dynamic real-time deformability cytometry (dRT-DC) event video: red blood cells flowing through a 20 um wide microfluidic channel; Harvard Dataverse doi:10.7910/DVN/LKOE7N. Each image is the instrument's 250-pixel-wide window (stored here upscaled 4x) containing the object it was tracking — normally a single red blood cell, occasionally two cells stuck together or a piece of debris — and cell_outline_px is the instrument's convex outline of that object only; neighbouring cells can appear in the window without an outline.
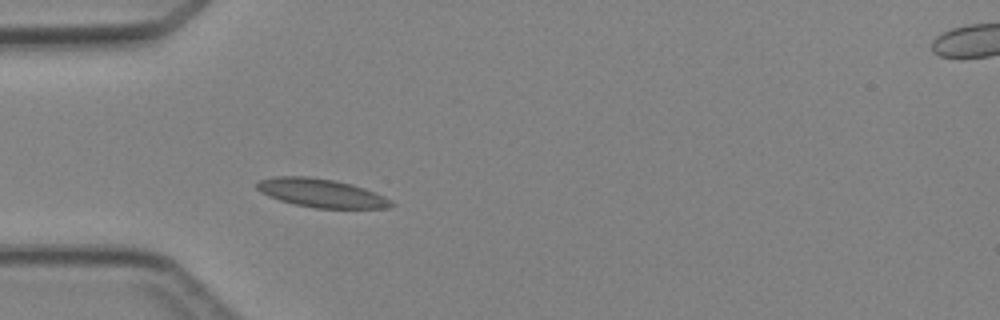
{"species": "Egyptian fruit bat (a non-hibernating species)", "species_latin": "Rousettus aegyptiacus", "temperature_condition": "cold", "stored_images_in_passage": 4, "camera_frame_rate_fps": 3000, "um_per_image_px": 0.085, "animal": {"sex": "female"}, "frame": {"image": 1, "passage_image": 4, "time_ms": 4.333, "image_size_px": [1000, 320], "cell_outline_px": [[396, 204], [388, 208], [316, 208], [296, 204], [280, 200], [268, 196], [260, 192], [256, 188], [256, 184], [260, 180], [272, 176], [308, 176], [336, 180], [352, 184], [364, 188], [384, 196], [392, 200]], "centroid_in_image_um": [27.31, 16.4], "position_along_channel_um": 57.7, "area_um2": 22.43}}